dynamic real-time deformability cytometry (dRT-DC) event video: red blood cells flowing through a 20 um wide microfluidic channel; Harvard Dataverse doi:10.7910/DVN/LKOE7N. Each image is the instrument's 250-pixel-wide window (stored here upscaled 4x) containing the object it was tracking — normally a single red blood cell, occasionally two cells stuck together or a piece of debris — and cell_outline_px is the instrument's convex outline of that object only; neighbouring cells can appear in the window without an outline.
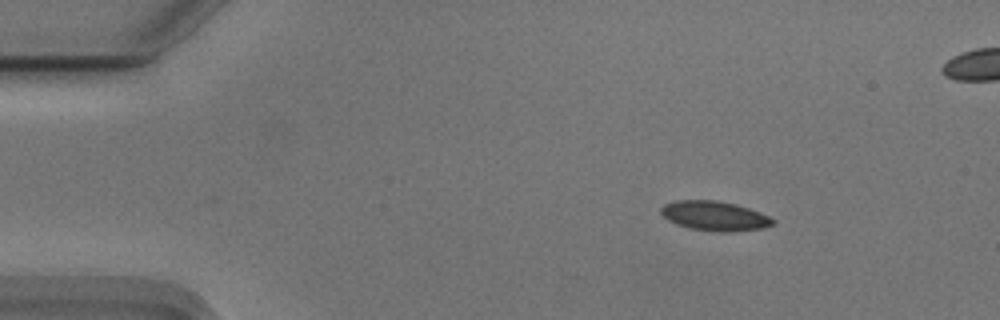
{"species": "Egyptian fruit bat (a non-hibernating species)", "species_latin": "Rousettus aegyptiacus", "temperature_condition": "cold", "stored_images_in_passage": 12, "camera_frame_rate_fps": 3000, "um_per_image_px": 0.085, "animal": {"sex": "male"}, "frame": {"image": 1, "passage_image": 1, "time_ms": 0.0, "image_size_px": [1000, 320], "cell_outline_px": [[776, 224], [764, 228], [732, 232], [720, 232], [692, 228], [676, 224], [668, 220], [660, 212], [660, 208], [664, 204], [676, 200], [716, 200], [736, 204], [748, 208], [768, 216], [776, 220]], "centroid_in_image_um": [60.76, 18.35], "position_along_channel_um": 24.2, "area_um2": 19.31}}
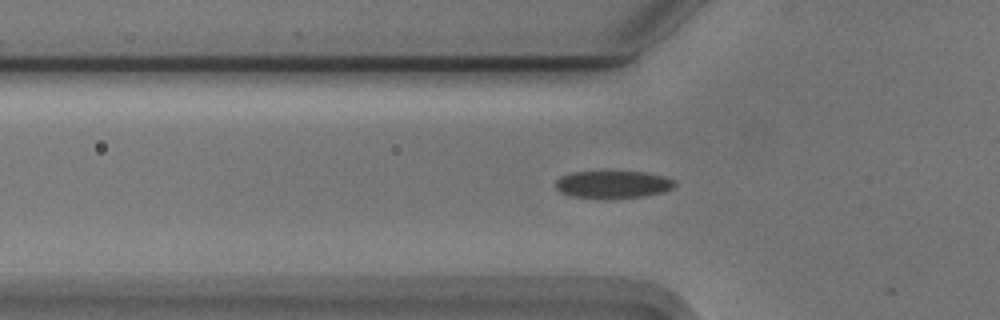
{"frame": {"image": 2, "passage_image": 11, "time_ms": 3.333, "image_size_px": [1000, 320], "cell_outline_px": [[676, 184], [672, 188], [664, 192], [644, 196], [572, 196], [560, 192], [556, 188], [556, 180], [560, 176], [572, 172], [644, 172], [664, 176], [676, 180]], "centroid_in_image_um": [52.13, 15.64], "position_along_channel_um": 73.7, "area_um2": 18.38}}